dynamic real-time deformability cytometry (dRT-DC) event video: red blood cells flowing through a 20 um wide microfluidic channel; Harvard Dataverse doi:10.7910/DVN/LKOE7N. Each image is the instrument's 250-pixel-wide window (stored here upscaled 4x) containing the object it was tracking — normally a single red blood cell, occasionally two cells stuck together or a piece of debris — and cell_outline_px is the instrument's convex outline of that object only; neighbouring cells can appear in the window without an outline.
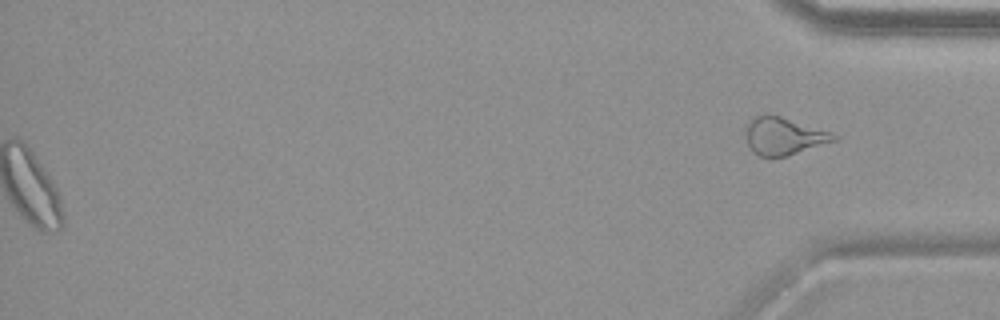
{"species": "common noctule bat (a hibernating species)", "species_latin": "Nyctalus noctula", "temperature_condition": "warm", "stored_images_in_passage": 50, "segment_of_instrument_passage": [2, 2], "camera_frame_rate_fps": 3000, "um_per_image_px": 0.085, "animal": {"sex": "female", "body_mass_g": 19.9}, "frame": {"image": 1, "passage_image": 50, "time_ms": 16.333, "image_size_px": [1000, 320], "cell_outline_px": [[840, 136], [836, 140], [788, 156], [760, 156], [752, 152], [748, 144], [744, 128], [756, 116], [764, 112], [780, 116], [832, 132]], "centroid_in_image_um": [66.61, 11.55], "position_along_channel_um": 368.6, "area_um2": 19.31}}